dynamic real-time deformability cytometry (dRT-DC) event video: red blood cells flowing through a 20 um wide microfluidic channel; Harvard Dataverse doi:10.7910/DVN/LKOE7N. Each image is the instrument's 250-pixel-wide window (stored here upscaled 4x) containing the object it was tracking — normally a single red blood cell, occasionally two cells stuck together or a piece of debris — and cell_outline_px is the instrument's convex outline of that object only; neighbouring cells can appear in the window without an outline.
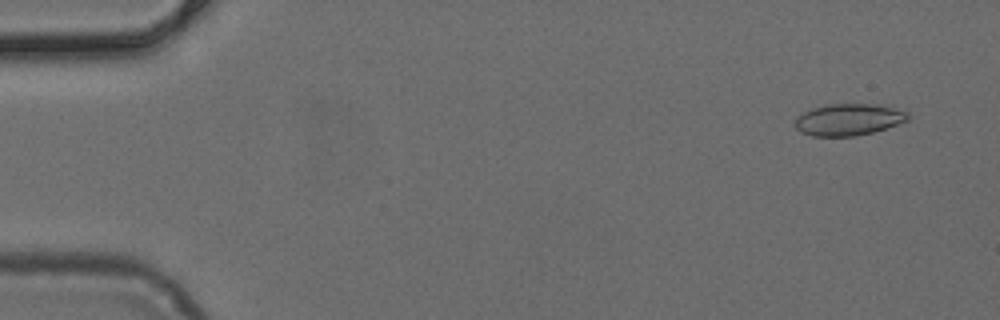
{"species": "common noctule bat (a hibernating species)", "species_latin": "Nyctalus noctula", "temperature_condition": "cold", "stored_images_in_passage": 50, "camera_frame_rate_fps": 3000, "um_per_image_px": 0.085, "animal": {"sex": "female", "body_mass_g": 24.6, "forearm_length_mm": 56.2}, "frame": {"image": 1, "passage_image": 3, "time_ms": 0.667, "image_size_px": [1000, 320], "cell_outline_px": [[908, 120], [872, 132], [852, 136], [812, 136], [800, 132], [796, 128], [796, 116], [812, 108], [828, 104], [880, 104], [908, 112]], "centroid_in_image_um": [72.1, 10.15], "position_along_channel_um": 12.9, "area_um2": 20.69}}
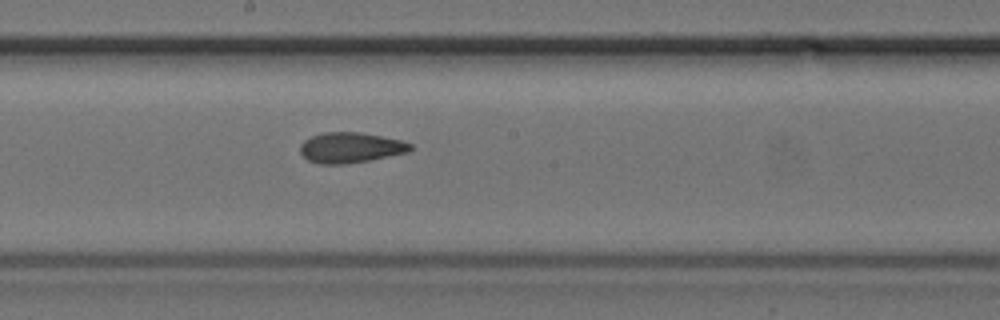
{"frame": {"image": 2, "passage_image": 27, "time_ms": 8.667, "image_size_px": [1000, 320], "cell_outline_px": [[412, 148], [408, 152], [368, 160], [344, 164], [320, 164], [308, 160], [300, 152], [300, 144], [304, 140], [312, 136], [324, 132], [360, 132], [400, 140], [412, 144]], "centroid_in_image_um": [29.77, 12.54], "position_along_channel_um": 218.4, "area_um2": 19.36}}
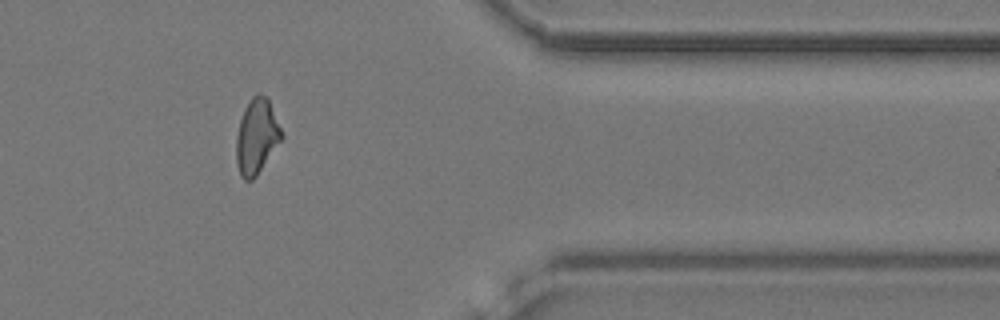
{"frame": {"image": 3, "passage_image": 41, "time_ms": 13.333, "image_size_px": [1000, 320], "cell_outline_px": [[284, 136], [256, 176], [252, 180], [244, 180], [240, 176], [236, 164], [236, 136], [240, 120], [244, 108], [252, 96], [256, 92], [260, 92], [268, 96]], "centroid_in_image_um": [21.81, 11.56], "position_along_channel_um": 389.6, "area_um2": 20.06}}